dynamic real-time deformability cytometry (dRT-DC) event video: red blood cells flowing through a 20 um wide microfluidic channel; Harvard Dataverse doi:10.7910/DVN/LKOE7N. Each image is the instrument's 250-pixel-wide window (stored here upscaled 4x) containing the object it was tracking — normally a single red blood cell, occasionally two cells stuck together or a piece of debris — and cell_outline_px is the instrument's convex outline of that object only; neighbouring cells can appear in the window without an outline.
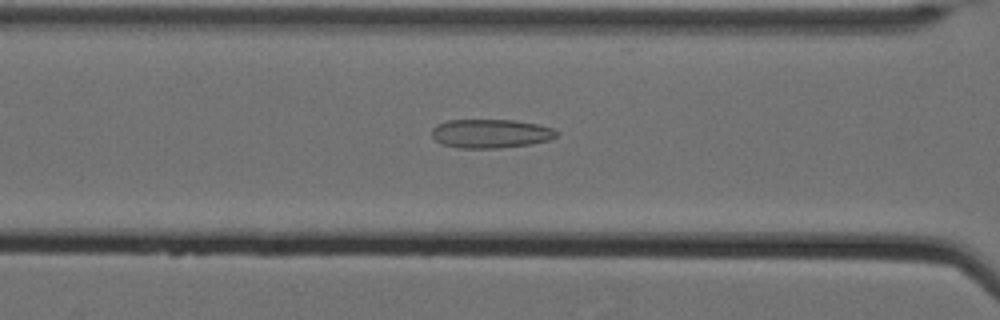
{"species": "Egyptian fruit bat (a non-hibernating species)", "species_latin": "Rousettus aegyptiacus", "temperature_condition": "cold", "stored_images_in_passage": 61, "camera_frame_rate_fps": 3000, "um_per_image_px": 0.085, "animal": {"sex": "female"}, "frame": {"image": 1, "passage_image": 29, "time_ms": 9.333, "image_size_px": [1000, 320], "cell_outline_px": [[556, 136], [548, 140], [532, 144], [500, 148], [460, 148], [440, 144], [432, 136], [432, 128], [436, 124], [448, 120], [512, 120], [536, 124], [552, 128], [556, 132]], "centroid_in_image_um": [41.65, 11.36], "position_along_channel_um": 124.9, "area_um2": 20.92}}
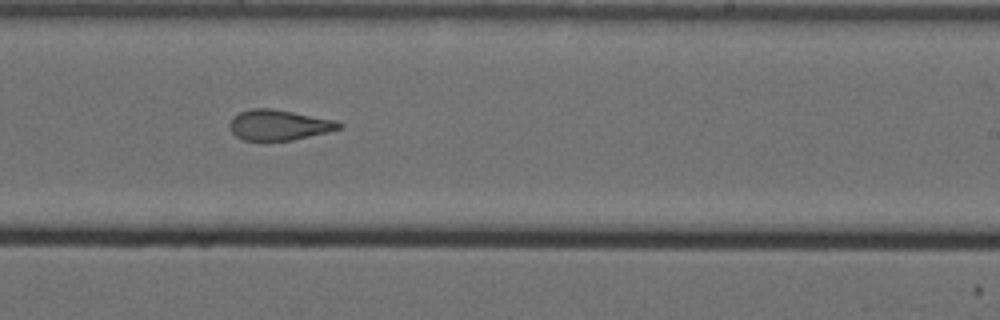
{"frame": {"image": 2, "passage_image": 41, "time_ms": 13.333, "image_size_px": [1000, 320], "cell_outline_px": [[344, 124], [340, 128], [328, 132], [292, 140], [244, 140], [236, 136], [232, 132], [228, 124], [232, 116], [240, 112], [252, 108], [268, 108], [292, 112], [336, 120]], "centroid_in_image_um": [23.69, 10.62], "position_along_channel_um": 265.3, "area_um2": 19.31}}
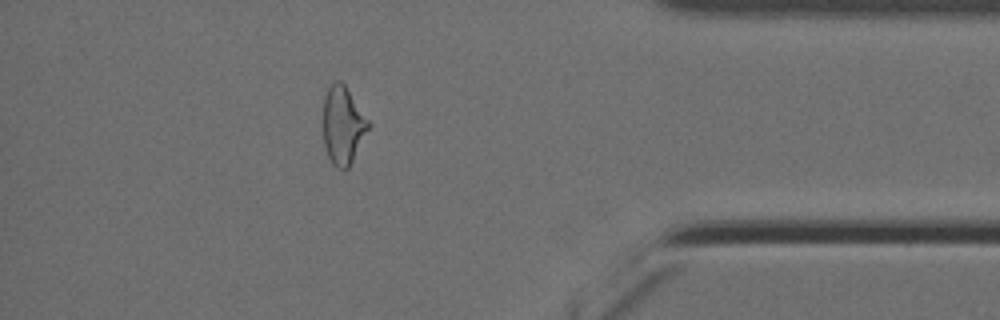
{"frame": {"image": 3, "passage_image": 55, "time_ms": 18.0, "image_size_px": [1000, 320], "cell_outline_px": [[372, 124], [348, 168], [336, 168], [332, 164], [328, 156], [324, 144], [324, 96], [328, 88], [336, 80], [340, 80], [344, 84]], "centroid_in_image_um": [29.16, 10.65], "position_along_channel_um": 406.0, "area_um2": 20.4}, "authors_computed_cell_mechanics": {"area_um2": 22.1952, "velocity_mm_per_s": 3.5067, "shape_relaxation_time_tau1_ms": null, "shape_relaxation_time_tau2_ms": 2.5141, "deformation_change_tau1": null, "deformation_change_tau2": 0.1112}}